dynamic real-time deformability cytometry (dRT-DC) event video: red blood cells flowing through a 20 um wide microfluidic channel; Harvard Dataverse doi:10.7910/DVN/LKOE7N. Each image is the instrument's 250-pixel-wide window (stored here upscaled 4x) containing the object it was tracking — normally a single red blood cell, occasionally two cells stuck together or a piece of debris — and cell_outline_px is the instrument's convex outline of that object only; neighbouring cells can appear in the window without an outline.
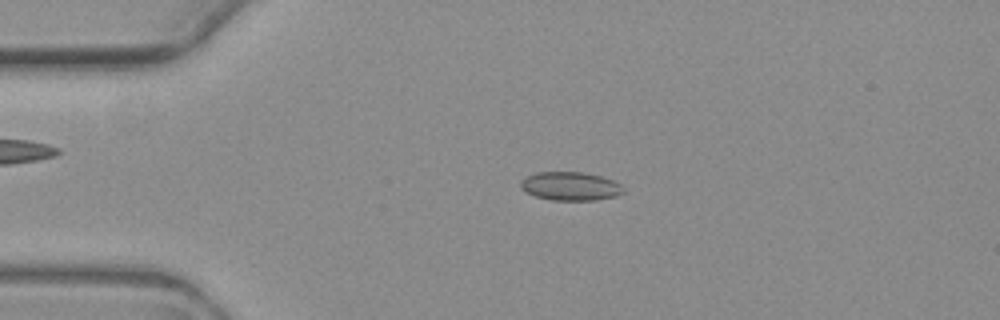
{"species": "common noctule bat (a hibernating species)", "species_latin": "Nyctalus noctula", "temperature_condition": "warm", "stored_images_in_passage": 4, "camera_frame_rate_fps": 3000, "um_per_image_px": 0.085, "animal": {"sex": "female", "body_mass_g": 19.3, "forearm_length_mm": 54.1}, "frame": {"image": 1, "passage_image": 3, "time_ms": 2.667, "image_size_px": [1000, 320], "cell_outline_px": [[624, 192], [616, 196], [596, 200], [552, 200], [536, 196], [524, 192], [520, 188], [520, 180], [536, 172], [584, 172], [600, 176], [612, 180], [620, 184], [624, 188]], "centroid_in_image_um": [48.46, 15.83], "position_along_channel_um": 36.5, "area_um2": 17.17}}